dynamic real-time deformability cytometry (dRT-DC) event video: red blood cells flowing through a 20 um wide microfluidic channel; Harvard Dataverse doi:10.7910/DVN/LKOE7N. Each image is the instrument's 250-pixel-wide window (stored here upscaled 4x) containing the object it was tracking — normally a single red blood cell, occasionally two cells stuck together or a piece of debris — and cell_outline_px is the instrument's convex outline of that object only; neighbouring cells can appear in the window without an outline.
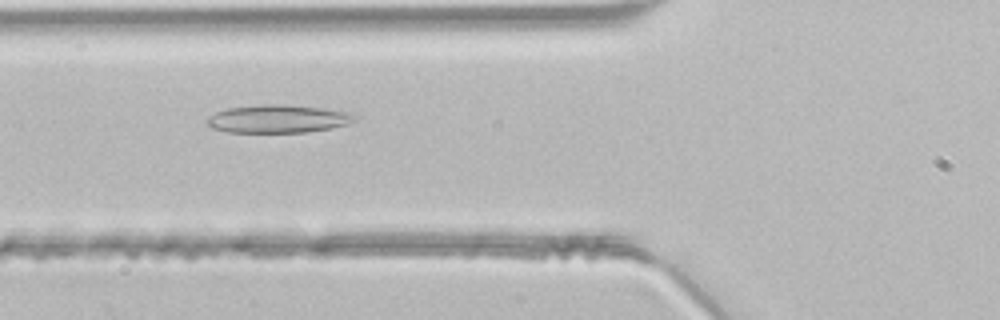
{"species": "common noctule bat (a hibernating species)", "species_latin": "Nyctalus noctula", "temperature_condition": "room temperature", "stored_images_in_passage": 29, "camera_frame_rate_fps": 3000, "um_per_image_px": 0.085, "animal": {"sex": "male", "body_mass_g": 21.5, "forearm_length_mm": 52.0}, "frame": {"image": 1, "passage_image": 4, "time_ms": 1.0, "image_size_px": [1000, 320], "cell_outline_px": [[356, 120], [348, 124], [332, 128], [308, 132], [228, 132], [212, 128], [208, 124], [208, 116], [216, 112], [228, 108], [264, 104], [284, 104], [324, 108], [352, 112], [356, 116]], "centroid_in_image_um": [23.68, 10.1], "position_along_channel_um": 102.1, "area_um2": 24.22}}
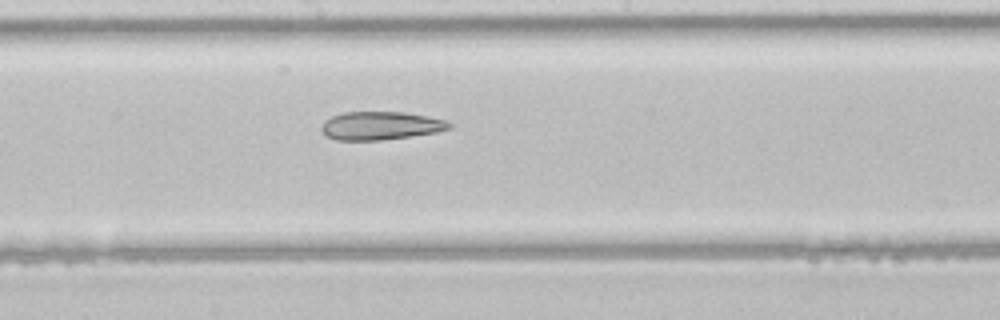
{"frame": {"image": 2, "passage_image": 12, "time_ms": 3.667, "image_size_px": [1000, 320], "cell_outline_px": [[452, 128], [436, 132], [380, 140], [336, 140], [324, 136], [320, 128], [324, 120], [332, 116], [344, 112], [404, 112], [428, 116], [444, 120], [452, 124]], "centroid_in_image_um": [32.3, 10.68], "position_along_channel_um": 215.9, "area_um2": 21.04}}
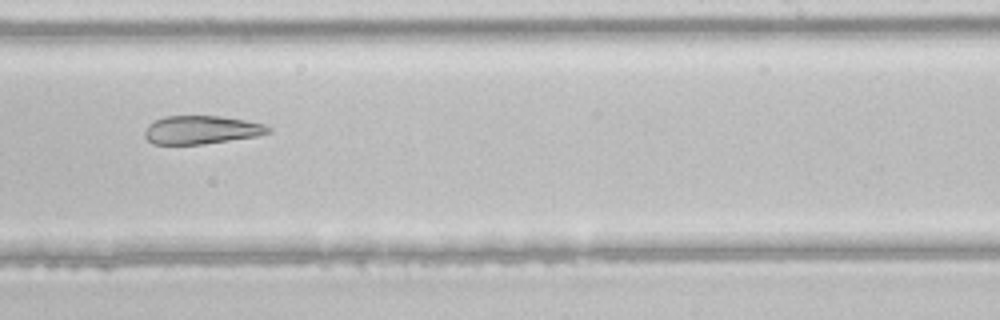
{"frame": {"image": 3, "passage_image": 16, "time_ms": 5.0, "image_size_px": [1000, 320], "cell_outline_px": [[272, 132], [256, 136], [204, 144], [152, 144], [144, 136], [144, 132], [148, 124], [164, 116], [220, 116], [244, 120], [264, 124], [272, 128]], "centroid_in_image_um": [17.11, 11.04], "position_along_channel_um": 271.9, "area_um2": 20.4}}